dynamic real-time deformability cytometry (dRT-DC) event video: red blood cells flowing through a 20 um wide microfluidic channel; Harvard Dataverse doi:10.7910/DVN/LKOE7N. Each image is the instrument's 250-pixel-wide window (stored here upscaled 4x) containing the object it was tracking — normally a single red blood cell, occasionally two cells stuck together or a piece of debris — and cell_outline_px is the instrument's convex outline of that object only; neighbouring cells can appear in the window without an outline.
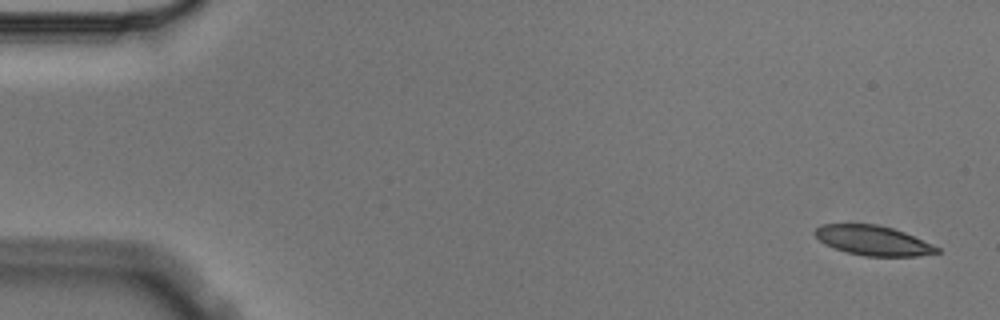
{"species": "Egyptian fruit bat (a non-hibernating species)", "species_latin": "Rousettus aegyptiacus", "temperature_condition": "cold", "stored_images_in_passage": 3, "segment_of_instrument_passage": [2, 2], "camera_frame_rate_fps": 3000, "um_per_image_px": 0.085, "animal": {"sex": "male"}, "frame": {"image": 1, "passage_image": 3, "time_ms": 0.667, "image_size_px": [1000, 320], "cell_outline_px": [[940, 252], [916, 256], [864, 256], [848, 252], [824, 244], [812, 232], [820, 224], [876, 224], [892, 228], [904, 232], [940, 248]], "centroid_in_image_um": [74.18, 20.44], "position_along_channel_um": 10.8, "area_um2": 20.92}}